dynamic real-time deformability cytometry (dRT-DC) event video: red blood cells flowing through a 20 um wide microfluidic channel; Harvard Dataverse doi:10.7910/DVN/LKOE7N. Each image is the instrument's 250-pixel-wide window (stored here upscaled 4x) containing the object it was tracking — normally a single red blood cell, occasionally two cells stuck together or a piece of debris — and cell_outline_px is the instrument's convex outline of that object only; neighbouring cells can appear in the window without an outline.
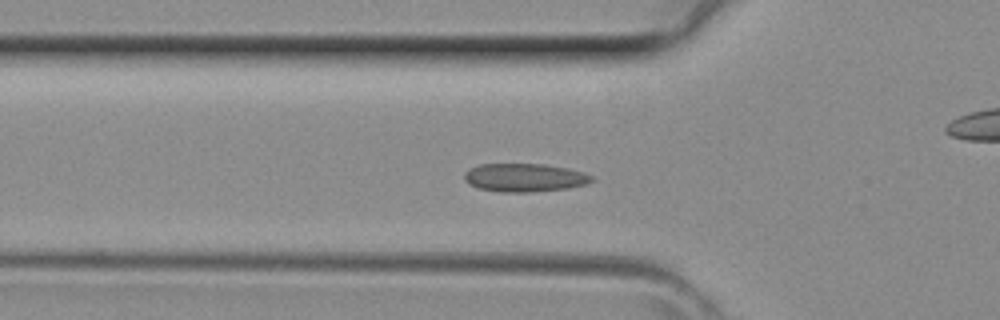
{"species": "common noctule bat (a hibernating species)", "species_latin": "Nyctalus noctula", "temperature_condition": "room temperature", "stored_images_in_passage": 35, "camera_frame_rate_fps": 3000, "um_per_image_px": 0.085, "animal": {"sex": "female", "body_mass_g": 29.2, "forearm_length_mm": 56.3}, "frame": {"image": 1, "passage_image": 6, "time_ms": 1.667, "image_size_px": [1000, 320], "cell_outline_px": [[596, 180], [584, 184], [568, 188], [532, 192], [500, 192], [480, 188], [468, 184], [464, 180], [464, 172], [468, 168], [480, 164], [544, 164], [568, 168], [584, 172], [592, 176]], "centroid_in_image_um": [44.57, 15.09], "position_along_channel_um": 81.2, "area_um2": 21.15}}
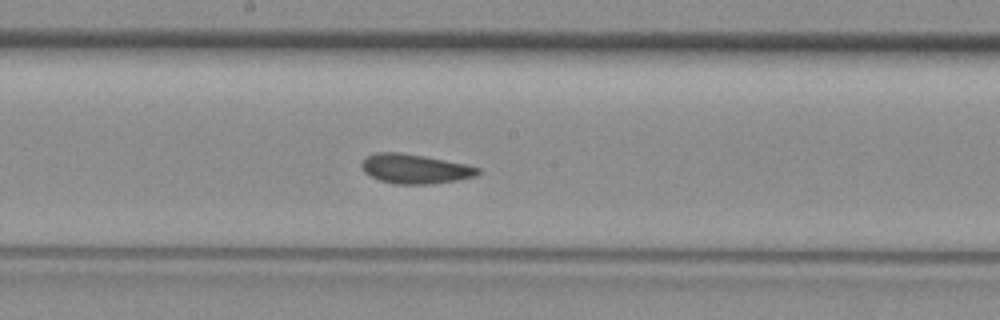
{"frame": {"image": 2, "passage_image": 14, "time_ms": 4.333, "image_size_px": [1000, 320], "cell_outline_px": [[480, 172], [476, 176], [456, 180], [432, 184], [396, 184], [380, 180], [364, 172], [360, 164], [368, 156], [376, 152], [400, 152], [424, 156], [464, 164], [480, 168]], "centroid_in_image_um": [35.26, 14.35], "position_along_channel_um": 212.9, "area_um2": 19.77}}
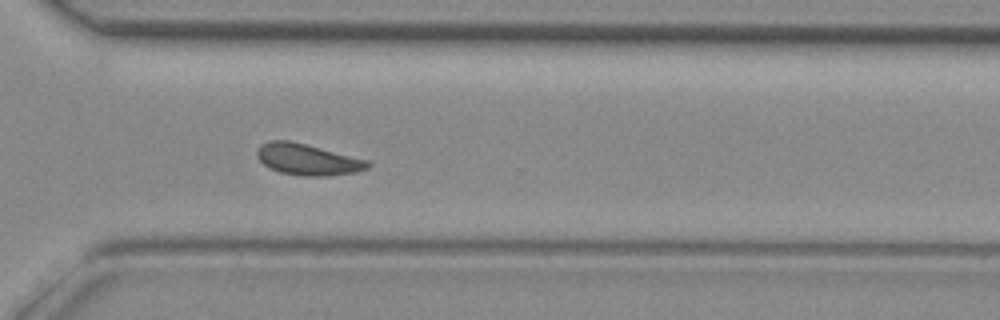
{"frame": {"image": 3, "passage_image": 22, "time_ms": 7.0, "image_size_px": [1000, 320], "cell_outline_px": [[372, 164], [368, 168], [356, 172], [328, 176], [304, 176], [280, 172], [268, 168], [256, 156], [256, 152], [260, 144], [268, 140], [288, 140], [368, 160]], "centroid_in_image_um": [26.12, 13.56], "position_along_channel_um": 344.5, "area_um2": 20.11}}